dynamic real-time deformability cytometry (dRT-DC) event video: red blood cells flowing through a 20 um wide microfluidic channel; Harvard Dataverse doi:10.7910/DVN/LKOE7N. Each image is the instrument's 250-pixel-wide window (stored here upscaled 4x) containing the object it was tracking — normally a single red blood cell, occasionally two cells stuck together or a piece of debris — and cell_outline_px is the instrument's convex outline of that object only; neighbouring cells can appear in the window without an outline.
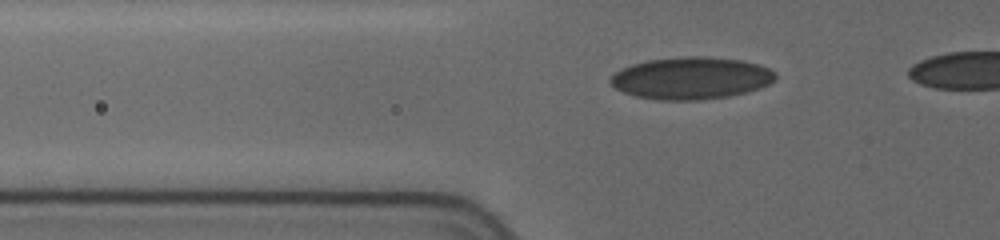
{"species": "human", "species_latin": "Homo sapiens", "temperature_condition": "cold", "stored_images_in_passage": 19, "camera_frame_rate_fps": 3000, "um_per_image_px": 0.085, "donor": {"sex": "female"}, "frame": {"image": 1, "passage_image": 9, "time_ms": 3.333, "image_size_px": [1000, 240], "cell_outline_px": [[776, 80], [768, 84], [744, 92], [728, 96], [700, 100], [656, 100], [636, 96], [624, 92], [608, 84], [608, 80], [620, 68], [632, 64], [648, 60], [688, 56], [700, 56], [740, 60], [760, 64], [776, 72]], "centroid_in_image_um": [58.71, 6.64], "position_along_channel_um": 67.1, "area_um2": 40.46}}
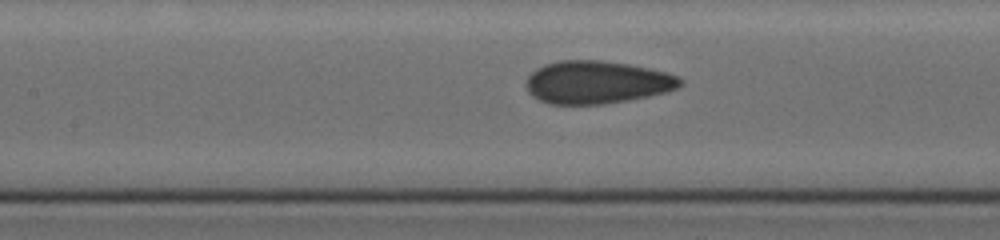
{"frame": {"image": 2, "passage_image": 15, "time_ms": 6.0, "image_size_px": [1000, 240], "cell_outline_px": [[684, 84], [676, 88], [664, 92], [648, 96], [628, 100], [604, 104], [552, 104], [540, 100], [532, 96], [528, 92], [524, 84], [528, 76], [536, 68], [544, 64], [560, 60], [600, 60], [628, 64], [648, 68], [664, 72], [676, 76], [684, 80]], "centroid_in_image_um": [50.7, 6.99], "position_along_channel_um": 156.7, "area_um2": 38.44}}
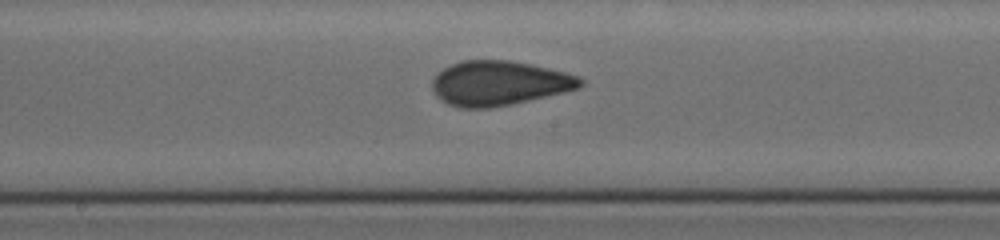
{"frame": {"image": 3, "passage_image": 18, "time_ms": 7.333, "image_size_px": [1000, 240], "cell_outline_px": [[584, 84], [580, 88], [564, 92], [528, 100], [488, 108], [460, 108], [448, 104], [440, 100], [436, 96], [432, 88], [432, 80], [436, 72], [452, 64], [464, 60], [508, 60], [528, 64], [564, 72], [580, 76], [584, 80]], "centroid_in_image_um": [42.39, 7.07], "position_along_channel_um": 205.8, "area_um2": 38.38}}